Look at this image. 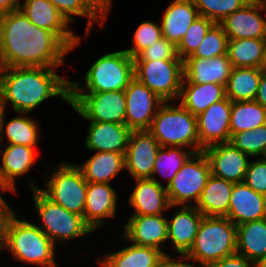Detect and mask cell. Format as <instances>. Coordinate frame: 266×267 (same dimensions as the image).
Instances as JSON below:
<instances>
[{"label": "cell", "instance_id": "cell-3", "mask_svg": "<svg viewBox=\"0 0 266 267\" xmlns=\"http://www.w3.org/2000/svg\"><path fill=\"white\" fill-rule=\"evenodd\" d=\"M12 209L2 220L0 251H7L21 263L56 267V245L34 223L21 220Z\"/></svg>", "mask_w": 266, "mask_h": 267}, {"label": "cell", "instance_id": "cell-17", "mask_svg": "<svg viewBox=\"0 0 266 267\" xmlns=\"http://www.w3.org/2000/svg\"><path fill=\"white\" fill-rule=\"evenodd\" d=\"M168 218L164 214L131 215L121 237L135 245L157 248L167 257H171L162 250V244L168 240Z\"/></svg>", "mask_w": 266, "mask_h": 267}, {"label": "cell", "instance_id": "cell-55", "mask_svg": "<svg viewBox=\"0 0 266 267\" xmlns=\"http://www.w3.org/2000/svg\"><path fill=\"white\" fill-rule=\"evenodd\" d=\"M247 3H252V2H257V1H260V0H245Z\"/></svg>", "mask_w": 266, "mask_h": 267}, {"label": "cell", "instance_id": "cell-5", "mask_svg": "<svg viewBox=\"0 0 266 267\" xmlns=\"http://www.w3.org/2000/svg\"><path fill=\"white\" fill-rule=\"evenodd\" d=\"M135 78L134 60L125 50L105 53L93 62L79 81H69V92L124 91Z\"/></svg>", "mask_w": 266, "mask_h": 267}, {"label": "cell", "instance_id": "cell-34", "mask_svg": "<svg viewBox=\"0 0 266 267\" xmlns=\"http://www.w3.org/2000/svg\"><path fill=\"white\" fill-rule=\"evenodd\" d=\"M266 39H231L227 43V56L232 67L259 68Z\"/></svg>", "mask_w": 266, "mask_h": 267}, {"label": "cell", "instance_id": "cell-39", "mask_svg": "<svg viewBox=\"0 0 266 267\" xmlns=\"http://www.w3.org/2000/svg\"><path fill=\"white\" fill-rule=\"evenodd\" d=\"M228 38L219 24H215L198 48L187 58L211 59L227 54Z\"/></svg>", "mask_w": 266, "mask_h": 267}, {"label": "cell", "instance_id": "cell-32", "mask_svg": "<svg viewBox=\"0 0 266 267\" xmlns=\"http://www.w3.org/2000/svg\"><path fill=\"white\" fill-rule=\"evenodd\" d=\"M261 76L259 68L233 67L225 86L226 97L231 102L255 100Z\"/></svg>", "mask_w": 266, "mask_h": 267}, {"label": "cell", "instance_id": "cell-1", "mask_svg": "<svg viewBox=\"0 0 266 267\" xmlns=\"http://www.w3.org/2000/svg\"><path fill=\"white\" fill-rule=\"evenodd\" d=\"M69 52L56 33L34 25L21 9L0 16V68H59Z\"/></svg>", "mask_w": 266, "mask_h": 267}, {"label": "cell", "instance_id": "cell-51", "mask_svg": "<svg viewBox=\"0 0 266 267\" xmlns=\"http://www.w3.org/2000/svg\"><path fill=\"white\" fill-rule=\"evenodd\" d=\"M12 210V207L9 205H0V235H1V225L3 217L6 213L10 212Z\"/></svg>", "mask_w": 266, "mask_h": 267}, {"label": "cell", "instance_id": "cell-27", "mask_svg": "<svg viewBox=\"0 0 266 267\" xmlns=\"http://www.w3.org/2000/svg\"><path fill=\"white\" fill-rule=\"evenodd\" d=\"M167 256L157 248L131 244L103 255L97 263L101 267H158Z\"/></svg>", "mask_w": 266, "mask_h": 267}, {"label": "cell", "instance_id": "cell-36", "mask_svg": "<svg viewBox=\"0 0 266 267\" xmlns=\"http://www.w3.org/2000/svg\"><path fill=\"white\" fill-rule=\"evenodd\" d=\"M193 154V151L183 147H160L155 158L151 179L162 184L155 177L159 173L163 178L167 179L168 185Z\"/></svg>", "mask_w": 266, "mask_h": 267}, {"label": "cell", "instance_id": "cell-12", "mask_svg": "<svg viewBox=\"0 0 266 267\" xmlns=\"http://www.w3.org/2000/svg\"><path fill=\"white\" fill-rule=\"evenodd\" d=\"M124 92L126 126L131 130H148L164 101L136 78L129 83Z\"/></svg>", "mask_w": 266, "mask_h": 267}, {"label": "cell", "instance_id": "cell-4", "mask_svg": "<svg viewBox=\"0 0 266 267\" xmlns=\"http://www.w3.org/2000/svg\"><path fill=\"white\" fill-rule=\"evenodd\" d=\"M236 237L237 225L227 217L203 216L194 243L182 259L187 267L197 266L189 260L199 262L197 267H211L237 253Z\"/></svg>", "mask_w": 266, "mask_h": 267}, {"label": "cell", "instance_id": "cell-21", "mask_svg": "<svg viewBox=\"0 0 266 267\" xmlns=\"http://www.w3.org/2000/svg\"><path fill=\"white\" fill-rule=\"evenodd\" d=\"M89 122L85 148L95 152L126 153L131 129L119 123Z\"/></svg>", "mask_w": 266, "mask_h": 267}, {"label": "cell", "instance_id": "cell-44", "mask_svg": "<svg viewBox=\"0 0 266 267\" xmlns=\"http://www.w3.org/2000/svg\"><path fill=\"white\" fill-rule=\"evenodd\" d=\"M244 183L259 194L266 196V160L250 161Z\"/></svg>", "mask_w": 266, "mask_h": 267}, {"label": "cell", "instance_id": "cell-19", "mask_svg": "<svg viewBox=\"0 0 266 267\" xmlns=\"http://www.w3.org/2000/svg\"><path fill=\"white\" fill-rule=\"evenodd\" d=\"M118 194L110 183L88 182L83 219L95 232L104 226V218L114 217L117 211Z\"/></svg>", "mask_w": 266, "mask_h": 267}, {"label": "cell", "instance_id": "cell-33", "mask_svg": "<svg viewBox=\"0 0 266 267\" xmlns=\"http://www.w3.org/2000/svg\"><path fill=\"white\" fill-rule=\"evenodd\" d=\"M0 123V141L6 138L8 144H18L28 147H36L40 140L39 124L29 116L21 115ZM5 133V135H4ZM5 136V137H4Z\"/></svg>", "mask_w": 266, "mask_h": 267}, {"label": "cell", "instance_id": "cell-18", "mask_svg": "<svg viewBox=\"0 0 266 267\" xmlns=\"http://www.w3.org/2000/svg\"><path fill=\"white\" fill-rule=\"evenodd\" d=\"M160 145L148 130H132L125 153V170L135 179L151 178Z\"/></svg>", "mask_w": 266, "mask_h": 267}, {"label": "cell", "instance_id": "cell-45", "mask_svg": "<svg viewBox=\"0 0 266 267\" xmlns=\"http://www.w3.org/2000/svg\"><path fill=\"white\" fill-rule=\"evenodd\" d=\"M83 3L105 24L113 0H82Z\"/></svg>", "mask_w": 266, "mask_h": 267}, {"label": "cell", "instance_id": "cell-28", "mask_svg": "<svg viewBox=\"0 0 266 267\" xmlns=\"http://www.w3.org/2000/svg\"><path fill=\"white\" fill-rule=\"evenodd\" d=\"M233 187L234 183L211 174L195 207L204 216L226 217Z\"/></svg>", "mask_w": 266, "mask_h": 267}, {"label": "cell", "instance_id": "cell-30", "mask_svg": "<svg viewBox=\"0 0 266 267\" xmlns=\"http://www.w3.org/2000/svg\"><path fill=\"white\" fill-rule=\"evenodd\" d=\"M82 170L87 182L109 183L122 170L125 169V154L117 152H95L82 165Z\"/></svg>", "mask_w": 266, "mask_h": 267}, {"label": "cell", "instance_id": "cell-48", "mask_svg": "<svg viewBox=\"0 0 266 267\" xmlns=\"http://www.w3.org/2000/svg\"><path fill=\"white\" fill-rule=\"evenodd\" d=\"M255 101L266 107V75L262 74Z\"/></svg>", "mask_w": 266, "mask_h": 267}, {"label": "cell", "instance_id": "cell-25", "mask_svg": "<svg viewBox=\"0 0 266 267\" xmlns=\"http://www.w3.org/2000/svg\"><path fill=\"white\" fill-rule=\"evenodd\" d=\"M198 16L193 0H174L167 6L160 21L163 37L177 47Z\"/></svg>", "mask_w": 266, "mask_h": 267}, {"label": "cell", "instance_id": "cell-20", "mask_svg": "<svg viewBox=\"0 0 266 267\" xmlns=\"http://www.w3.org/2000/svg\"><path fill=\"white\" fill-rule=\"evenodd\" d=\"M176 209L172 219L167 220L168 241L182 258L192 247L204 215L193 205L176 206Z\"/></svg>", "mask_w": 266, "mask_h": 267}, {"label": "cell", "instance_id": "cell-40", "mask_svg": "<svg viewBox=\"0 0 266 267\" xmlns=\"http://www.w3.org/2000/svg\"><path fill=\"white\" fill-rule=\"evenodd\" d=\"M200 16H204L216 24L236 10L241 9L245 0H193Z\"/></svg>", "mask_w": 266, "mask_h": 267}, {"label": "cell", "instance_id": "cell-29", "mask_svg": "<svg viewBox=\"0 0 266 267\" xmlns=\"http://www.w3.org/2000/svg\"><path fill=\"white\" fill-rule=\"evenodd\" d=\"M237 253L258 263L266 258V218L237 225Z\"/></svg>", "mask_w": 266, "mask_h": 267}, {"label": "cell", "instance_id": "cell-16", "mask_svg": "<svg viewBox=\"0 0 266 267\" xmlns=\"http://www.w3.org/2000/svg\"><path fill=\"white\" fill-rule=\"evenodd\" d=\"M203 151L207 155L213 176L234 184L244 182L250 162L249 155L234 147L230 142L214 144Z\"/></svg>", "mask_w": 266, "mask_h": 267}, {"label": "cell", "instance_id": "cell-9", "mask_svg": "<svg viewBox=\"0 0 266 267\" xmlns=\"http://www.w3.org/2000/svg\"><path fill=\"white\" fill-rule=\"evenodd\" d=\"M211 166L204 151L194 153L166 186V191L172 206H195L199 201ZM193 200V202H191ZM189 203V204H188Z\"/></svg>", "mask_w": 266, "mask_h": 267}, {"label": "cell", "instance_id": "cell-15", "mask_svg": "<svg viewBox=\"0 0 266 267\" xmlns=\"http://www.w3.org/2000/svg\"><path fill=\"white\" fill-rule=\"evenodd\" d=\"M232 102L225 97L196 116L200 152L206 147L230 141Z\"/></svg>", "mask_w": 266, "mask_h": 267}, {"label": "cell", "instance_id": "cell-57", "mask_svg": "<svg viewBox=\"0 0 266 267\" xmlns=\"http://www.w3.org/2000/svg\"><path fill=\"white\" fill-rule=\"evenodd\" d=\"M262 156H263L262 158L266 160V150Z\"/></svg>", "mask_w": 266, "mask_h": 267}, {"label": "cell", "instance_id": "cell-41", "mask_svg": "<svg viewBox=\"0 0 266 267\" xmlns=\"http://www.w3.org/2000/svg\"><path fill=\"white\" fill-rule=\"evenodd\" d=\"M59 12L67 19L71 24L76 20L74 16H83L87 17V25L85 37L87 38L91 32V28L94 26V23H98L101 27H104V23L83 3L82 0H49Z\"/></svg>", "mask_w": 266, "mask_h": 267}, {"label": "cell", "instance_id": "cell-2", "mask_svg": "<svg viewBox=\"0 0 266 267\" xmlns=\"http://www.w3.org/2000/svg\"><path fill=\"white\" fill-rule=\"evenodd\" d=\"M56 69L59 68H0L5 106L11 104L14 112L25 115L54 96L69 104V80L57 75Z\"/></svg>", "mask_w": 266, "mask_h": 267}, {"label": "cell", "instance_id": "cell-50", "mask_svg": "<svg viewBox=\"0 0 266 267\" xmlns=\"http://www.w3.org/2000/svg\"><path fill=\"white\" fill-rule=\"evenodd\" d=\"M5 110H6V106L4 103L3 93H2L1 86H0V123L3 120V118L5 117Z\"/></svg>", "mask_w": 266, "mask_h": 267}, {"label": "cell", "instance_id": "cell-37", "mask_svg": "<svg viewBox=\"0 0 266 267\" xmlns=\"http://www.w3.org/2000/svg\"><path fill=\"white\" fill-rule=\"evenodd\" d=\"M229 142L252 158L262 156L266 150V123L253 130L234 133Z\"/></svg>", "mask_w": 266, "mask_h": 267}, {"label": "cell", "instance_id": "cell-7", "mask_svg": "<svg viewBox=\"0 0 266 267\" xmlns=\"http://www.w3.org/2000/svg\"><path fill=\"white\" fill-rule=\"evenodd\" d=\"M29 183L33 192L34 208L42 223L37 226L54 244L57 242L62 244L94 233L85 223L83 216L69 212L51 201L39 190L35 181L30 180Z\"/></svg>", "mask_w": 266, "mask_h": 267}, {"label": "cell", "instance_id": "cell-24", "mask_svg": "<svg viewBox=\"0 0 266 267\" xmlns=\"http://www.w3.org/2000/svg\"><path fill=\"white\" fill-rule=\"evenodd\" d=\"M136 186L129 196V203L134 208L132 215L163 214L175 206L170 204L166 186L151 178L135 179Z\"/></svg>", "mask_w": 266, "mask_h": 267}, {"label": "cell", "instance_id": "cell-6", "mask_svg": "<svg viewBox=\"0 0 266 267\" xmlns=\"http://www.w3.org/2000/svg\"><path fill=\"white\" fill-rule=\"evenodd\" d=\"M148 131L161 147L188 146L194 153L200 152L197 118L181 104L173 107L169 101L164 102L156 112Z\"/></svg>", "mask_w": 266, "mask_h": 267}, {"label": "cell", "instance_id": "cell-13", "mask_svg": "<svg viewBox=\"0 0 266 267\" xmlns=\"http://www.w3.org/2000/svg\"><path fill=\"white\" fill-rule=\"evenodd\" d=\"M266 0L246 3L241 9L224 18L219 25L228 40L266 39Z\"/></svg>", "mask_w": 266, "mask_h": 267}, {"label": "cell", "instance_id": "cell-14", "mask_svg": "<svg viewBox=\"0 0 266 267\" xmlns=\"http://www.w3.org/2000/svg\"><path fill=\"white\" fill-rule=\"evenodd\" d=\"M20 9L34 25L56 33L71 51L81 44L80 37L71 30L67 19L49 0H24Z\"/></svg>", "mask_w": 266, "mask_h": 267}, {"label": "cell", "instance_id": "cell-26", "mask_svg": "<svg viewBox=\"0 0 266 267\" xmlns=\"http://www.w3.org/2000/svg\"><path fill=\"white\" fill-rule=\"evenodd\" d=\"M34 147L8 144L1 152L0 179L10 192L16 193V179L30 172L35 164Z\"/></svg>", "mask_w": 266, "mask_h": 267}, {"label": "cell", "instance_id": "cell-49", "mask_svg": "<svg viewBox=\"0 0 266 267\" xmlns=\"http://www.w3.org/2000/svg\"><path fill=\"white\" fill-rule=\"evenodd\" d=\"M174 258V259H173ZM178 260L177 257H167L158 267H187L185 261L181 257Z\"/></svg>", "mask_w": 266, "mask_h": 267}, {"label": "cell", "instance_id": "cell-35", "mask_svg": "<svg viewBox=\"0 0 266 267\" xmlns=\"http://www.w3.org/2000/svg\"><path fill=\"white\" fill-rule=\"evenodd\" d=\"M266 123V107L257 101L232 102L230 134L253 130Z\"/></svg>", "mask_w": 266, "mask_h": 267}, {"label": "cell", "instance_id": "cell-11", "mask_svg": "<svg viewBox=\"0 0 266 267\" xmlns=\"http://www.w3.org/2000/svg\"><path fill=\"white\" fill-rule=\"evenodd\" d=\"M134 75L164 102L180 100L183 60L134 61Z\"/></svg>", "mask_w": 266, "mask_h": 267}, {"label": "cell", "instance_id": "cell-53", "mask_svg": "<svg viewBox=\"0 0 266 267\" xmlns=\"http://www.w3.org/2000/svg\"><path fill=\"white\" fill-rule=\"evenodd\" d=\"M259 70L261 71L262 74L266 75V47H265V50H264V55L262 57L261 64L259 66Z\"/></svg>", "mask_w": 266, "mask_h": 267}, {"label": "cell", "instance_id": "cell-38", "mask_svg": "<svg viewBox=\"0 0 266 267\" xmlns=\"http://www.w3.org/2000/svg\"><path fill=\"white\" fill-rule=\"evenodd\" d=\"M216 23L204 16H198L177 46L180 59L189 57L204 40V37Z\"/></svg>", "mask_w": 266, "mask_h": 267}, {"label": "cell", "instance_id": "cell-46", "mask_svg": "<svg viewBox=\"0 0 266 267\" xmlns=\"http://www.w3.org/2000/svg\"><path fill=\"white\" fill-rule=\"evenodd\" d=\"M211 267H257V263L250 261L243 255L235 253L231 256L224 257Z\"/></svg>", "mask_w": 266, "mask_h": 267}, {"label": "cell", "instance_id": "cell-23", "mask_svg": "<svg viewBox=\"0 0 266 267\" xmlns=\"http://www.w3.org/2000/svg\"><path fill=\"white\" fill-rule=\"evenodd\" d=\"M226 217L235 225L266 218V196L244 182L234 184Z\"/></svg>", "mask_w": 266, "mask_h": 267}, {"label": "cell", "instance_id": "cell-10", "mask_svg": "<svg viewBox=\"0 0 266 267\" xmlns=\"http://www.w3.org/2000/svg\"><path fill=\"white\" fill-rule=\"evenodd\" d=\"M69 105L84 119L126 125L124 91L69 92Z\"/></svg>", "mask_w": 266, "mask_h": 267}, {"label": "cell", "instance_id": "cell-56", "mask_svg": "<svg viewBox=\"0 0 266 267\" xmlns=\"http://www.w3.org/2000/svg\"><path fill=\"white\" fill-rule=\"evenodd\" d=\"M2 144V142L0 141V145ZM1 147V146H0ZM0 152H2V148H0ZM0 156H1V153H0ZM1 158V157H0ZM1 161V159H0ZM0 167H1V164H0Z\"/></svg>", "mask_w": 266, "mask_h": 267}, {"label": "cell", "instance_id": "cell-52", "mask_svg": "<svg viewBox=\"0 0 266 267\" xmlns=\"http://www.w3.org/2000/svg\"><path fill=\"white\" fill-rule=\"evenodd\" d=\"M10 191L5 185L2 183L0 179V192L6 193ZM0 205H8L7 202L4 200L3 196L0 193Z\"/></svg>", "mask_w": 266, "mask_h": 267}, {"label": "cell", "instance_id": "cell-42", "mask_svg": "<svg viewBox=\"0 0 266 267\" xmlns=\"http://www.w3.org/2000/svg\"><path fill=\"white\" fill-rule=\"evenodd\" d=\"M163 37L161 25L144 21L135 30L133 35V46L124 49L132 57H137L142 51L151 47L155 42Z\"/></svg>", "mask_w": 266, "mask_h": 267}, {"label": "cell", "instance_id": "cell-47", "mask_svg": "<svg viewBox=\"0 0 266 267\" xmlns=\"http://www.w3.org/2000/svg\"><path fill=\"white\" fill-rule=\"evenodd\" d=\"M20 0H0V16L20 9Z\"/></svg>", "mask_w": 266, "mask_h": 267}, {"label": "cell", "instance_id": "cell-22", "mask_svg": "<svg viewBox=\"0 0 266 267\" xmlns=\"http://www.w3.org/2000/svg\"><path fill=\"white\" fill-rule=\"evenodd\" d=\"M232 68L227 54L211 59L186 58L183 60L182 83H217L226 86Z\"/></svg>", "mask_w": 266, "mask_h": 267}, {"label": "cell", "instance_id": "cell-8", "mask_svg": "<svg viewBox=\"0 0 266 267\" xmlns=\"http://www.w3.org/2000/svg\"><path fill=\"white\" fill-rule=\"evenodd\" d=\"M57 166L51 175H47L49 177L44 184L46 188L39 190L67 211L83 216L88 182L82 170L64 161Z\"/></svg>", "mask_w": 266, "mask_h": 267}, {"label": "cell", "instance_id": "cell-43", "mask_svg": "<svg viewBox=\"0 0 266 267\" xmlns=\"http://www.w3.org/2000/svg\"><path fill=\"white\" fill-rule=\"evenodd\" d=\"M134 61L182 60L177 54V47L162 37L151 47L142 51Z\"/></svg>", "mask_w": 266, "mask_h": 267}, {"label": "cell", "instance_id": "cell-31", "mask_svg": "<svg viewBox=\"0 0 266 267\" xmlns=\"http://www.w3.org/2000/svg\"><path fill=\"white\" fill-rule=\"evenodd\" d=\"M225 97V86L217 83H182L179 96L180 104L195 116Z\"/></svg>", "mask_w": 266, "mask_h": 267}, {"label": "cell", "instance_id": "cell-54", "mask_svg": "<svg viewBox=\"0 0 266 267\" xmlns=\"http://www.w3.org/2000/svg\"><path fill=\"white\" fill-rule=\"evenodd\" d=\"M257 267H266V258L257 263Z\"/></svg>", "mask_w": 266, "mask_h": 267}]
</instances>
